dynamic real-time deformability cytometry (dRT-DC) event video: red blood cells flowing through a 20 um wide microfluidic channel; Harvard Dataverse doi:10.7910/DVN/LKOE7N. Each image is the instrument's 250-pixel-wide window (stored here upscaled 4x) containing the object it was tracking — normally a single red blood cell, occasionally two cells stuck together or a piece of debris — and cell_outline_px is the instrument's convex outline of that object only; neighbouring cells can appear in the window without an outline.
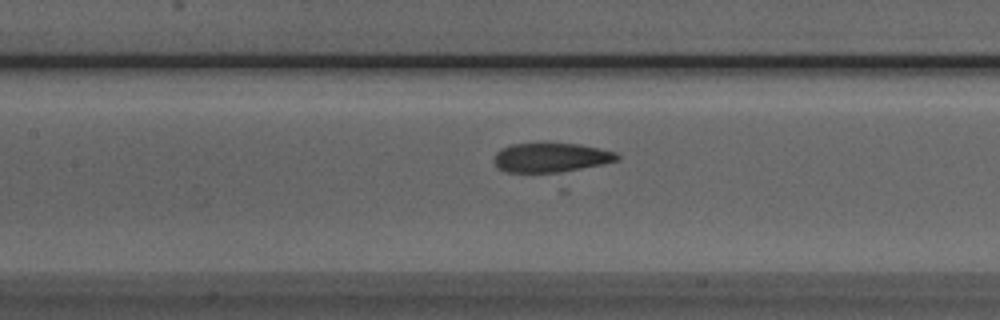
{"species": "Egyptian fruit bat (a non-hibernating species)", "species_latin": "Rousettus aegyptiacus", "temperature_condition": "room temperature", "stored_images_in_passage": 36, "camera_frame_rate_fps": 3000, "um_per_image_px": 0.085, "animal": {"sex": "male"}, "frame": {"image": 1, "passage_image": 8, "time_ms": 2.333, "image_size_px": [1000, 320], "cell_outline_px": [[620, 160], [556, 176], [552, 176], [508, 172], [500, 168], [496, 164], [496, 152], [500, 148], [512, 144], [580, 144], [616, 152], [620, 156]], "centroid_in_image_um": [46.9, 13.47], "position_along_channel_um": 160.5, "area_um2": 22.02}}
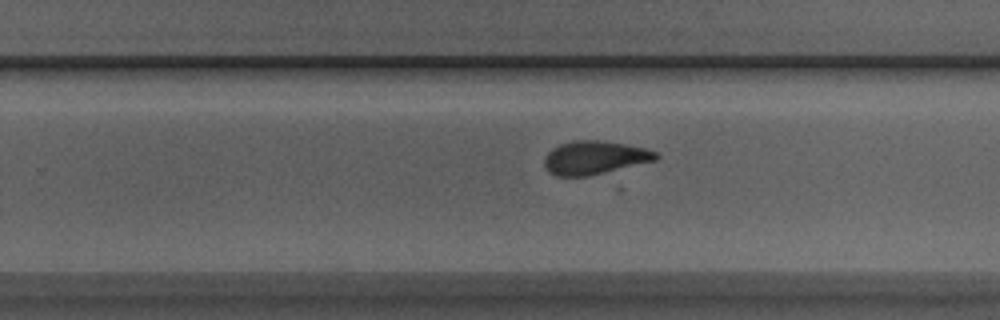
{"frame": {"image": 2, "passage_image": 17, "time_ms": 5.333, "image_size_px": [1000, 320], "cell_outline_px": [[660, 156], [656, 160], [588, 176], [556, 176], [548, 172], [544, 168], [544, 156], [552, 148], [560, 144], [572, 140], [600, 140], [628, 144], [648, 148], [656, 152]], "centroid_in_image_um": [50.52, 13.39], "position_along_channel_um": 279.3, "area_um2": 21.96}}
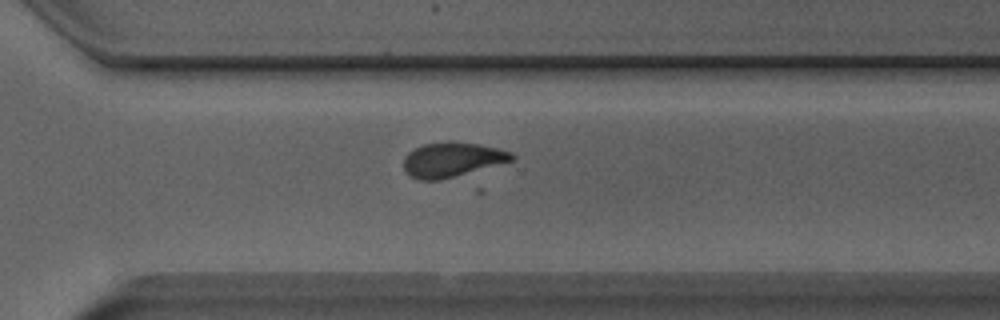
{"frame": {"image": 3, "passage_image": 21, "time_ms": 6.667, "image_size_px": [1000, 320], "cell_outline_px": [[516, 160], [440, 180], [420, 180], [408, 176], [404, 172], [404, 156], [408, 152], [424, 144], [448, 140], [452, 140], [480, 144], [512, 152], [516, 156]], "centroid_in_image_um": [38.43, 13.56], "position_along_channel_um": 332.2, "area_um2": 22.2}, "authors_computed_cell_mechanics": {"area_um2": 21.9929, "velocity_mm_per_s": 3.969, "shape_relaxation_time_tau1_ms": 4.2462, "shape_relaxation_time_tau2_ms": 4.5304, "deformation_change_tau1": 0.1222, "deformation_change_tau2": 0.0882}}